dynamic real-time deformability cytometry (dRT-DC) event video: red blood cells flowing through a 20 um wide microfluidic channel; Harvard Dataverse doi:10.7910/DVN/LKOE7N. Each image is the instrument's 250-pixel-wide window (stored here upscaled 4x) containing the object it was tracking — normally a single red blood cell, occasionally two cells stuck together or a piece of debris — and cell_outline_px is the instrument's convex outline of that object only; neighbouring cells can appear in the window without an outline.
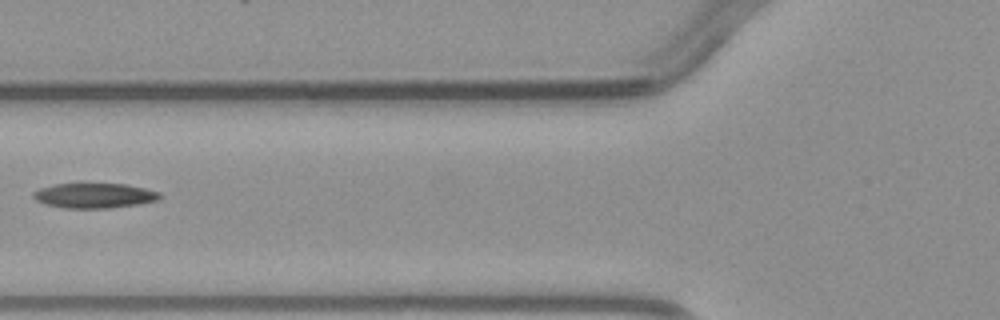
{"species": "common noctule bat (a hibernating species)", "species_latin": "Nyctalus noctula", "temperature_condition": "warm", "stored_images_in_passage": 5, "camera_frame_rate_fps": 3000, "um_per_image_px": 0.085, "animal": {"sex": "male", "body_mass_g": 23.1, "forearm_length_mm": 52.7}, "frame": {"image": 1, "passage_image": 5, "time_ms": 5.0, "image_size_px": [1000, 320], "cell_outline_px": [[164, 196], [160, 200], [140, 204], [112, 208], [64, 208], [44, 204], [36, 200], [32, 196], [32, 192], [40, 188], [56, 184], [124, 184], [144, 188], [160, 192]], "centroid_in_image_um": [8.06, 16.64], "position_along_channel_um": 117.7, "area_um2": 18.55}}